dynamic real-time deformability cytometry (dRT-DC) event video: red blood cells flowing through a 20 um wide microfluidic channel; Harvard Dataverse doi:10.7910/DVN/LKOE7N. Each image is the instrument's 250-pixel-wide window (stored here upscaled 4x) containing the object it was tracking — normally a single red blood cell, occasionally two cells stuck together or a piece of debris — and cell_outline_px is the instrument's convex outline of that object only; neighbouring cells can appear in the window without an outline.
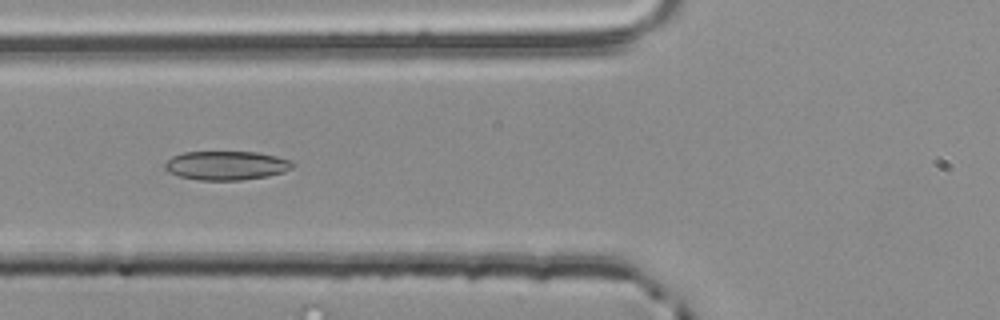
{"species": "common noctule bat (a hibernating species)", "species_latin": "Nyctalus noctula", "temperature_condition": "room temperature", "stored_images_in_passage": 39, "camera_frame_rate_fps": 3000, "um_per_image_px": 0.085, "animal": {"sex": "male", "body_mass_g": 20.4}, "frame": {"image": 1, "passage_image": 10, "time_ms": 3.0, "image_size_px": [1000, 320], "cell_outline_px": [[292, 168], [284, 172], [268, 176], [240, 180], [200, 180], [180, 176], [168, 172], [164, 168], [164, 164], [172, 156], [184, 152], [256, 152], [276, 156], [288, 160], [292, 164]], "centroid_in_image_um": [19.2, 14.07], "position_along_channel_um": 106.6, "area_um2": 21.39}}
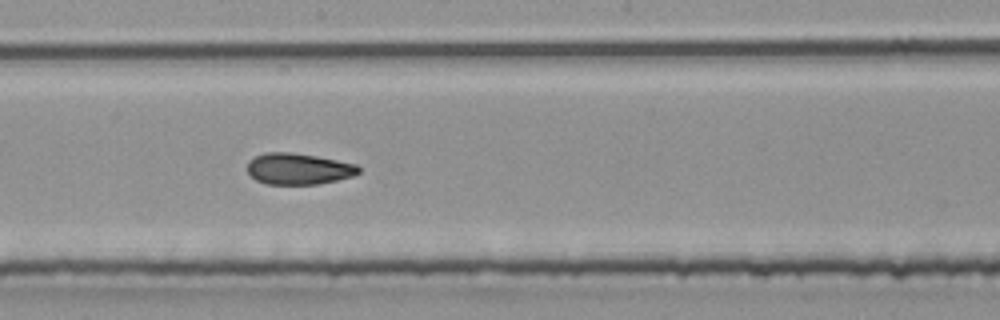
{"frame": {"image": 2, "passage_image": 19, "time_ms": 6.0, "image_size_px": [1000, 320], "cell_outline_px": [[360, 172], [352, 176], [320, 184], [264, 184], [256, 180], [248, 172], [248, 160], [256, 156], [268, 152], [292, 152], [316, 156], [356, 164], [360, 168]], "centroid_in_image_um": [25.36, 14.35], "position_along_channel_um": 222.8, "area_um2": 20.23}}
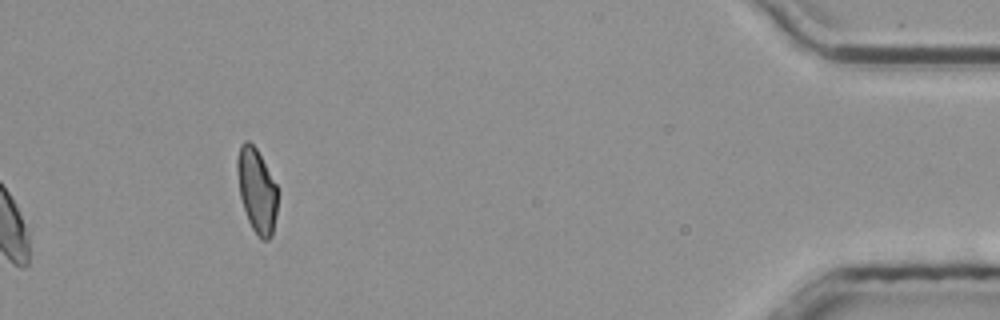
{"frame": {"image": 3, "passage_image": 39, "time_ms": 12.667, "image_size_px": [1000, 320], "cell_outline_px": [[276, 216], [272, 236], [268, 240], [260, 240], [252, 228], [248, 220], [240, 196], [236, 172], [236, 160], [240, 144], [244, 140], [248, 140], [256, 148], [276, 184]], "centroid_in_image_um": [21.8, 16.19], "position_along_channel_um": 413.4, "area_um2": 19.77}, "authors_computed_cell_mechanics": {"area_um2": 20.9236, "velocity_mm_per_s": 3.8645, "shape_relaxation_time_tau1_ms": 8.4825, "shape_relaxation_time_tau2_ms": 2.9175, "deformation_change_tau1": 0.1811, "deformation_change_tau2": 0.0914}}